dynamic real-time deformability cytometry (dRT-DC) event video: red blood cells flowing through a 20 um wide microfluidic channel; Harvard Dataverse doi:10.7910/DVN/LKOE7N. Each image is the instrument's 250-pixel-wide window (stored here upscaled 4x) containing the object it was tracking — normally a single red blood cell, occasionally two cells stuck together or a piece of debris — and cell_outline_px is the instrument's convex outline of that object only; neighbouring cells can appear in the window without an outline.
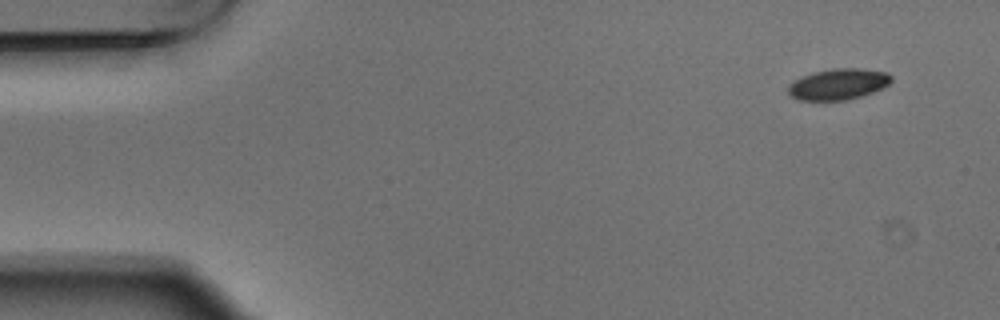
{"species": "Egyptian fruit bat (a non-hibernating species)", "species_latin": "Rousettus aegyptiacus", "temperature_condition": "warm", "stored_images_in_passage": 5, "camera_frame_rate_fps": 3000, "um_per_image_px": 0.085, "animal": {"sex": "male"}, "frame": {"image": 1, "passage_image": 1, "time_ms": 0.0, "image_size_px": [1000, 320], "cell_outline_px": [[892, 80], [884, 88], [848, 100], [796, 100], [788, 92], [788, 84], [792, 80], [812, 72], [832, 68], [860, 68], [888, 72], [892, 76]], "centroid_in_image_um": [71.24, 7.14], "position_along_channel_um": 13.8, "area_um2": 18.9}}
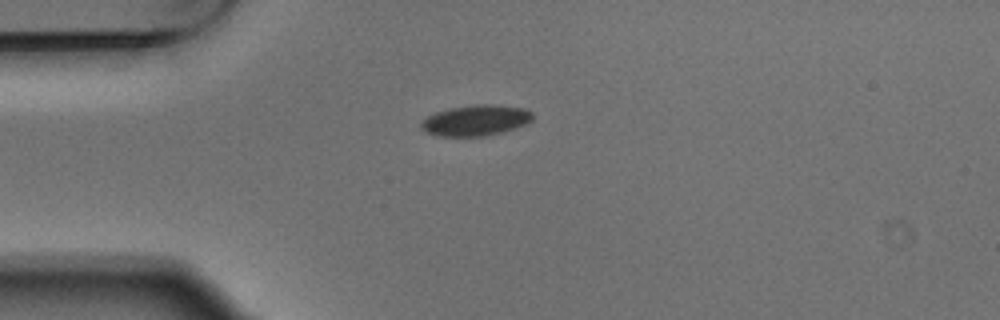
{"frame": {"image": 2, "passage_image": 4, "time_ms": 1.0, "image_size_px": [1000, 320], "cell_outline_px": [[532, 120], [524, 124], [500, 132], [484, 136], [436, 136], [420, 128], [420, 124], [428, 116], [436, 112], [448, 108], [476, 104], [492, 104], [524, 108], [532, 112]], "centroid_in_image_um": [40.41, 10.22], "position_along_channel_um": 44.6, "area_um2": 19.77}}
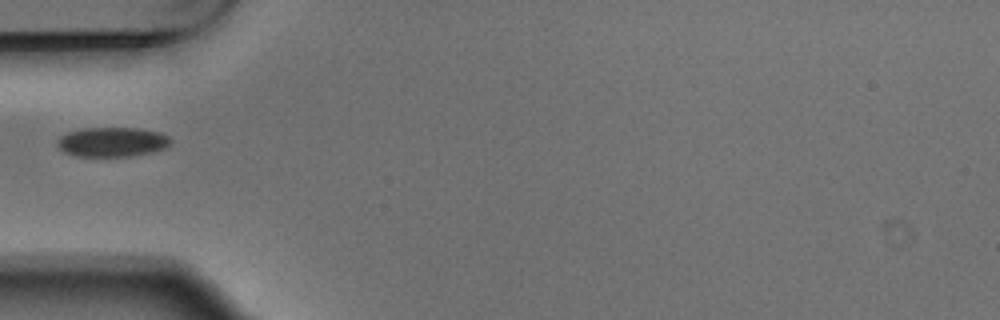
{"frame": {"image": 3, "passage_image": 5, "time_ms": 1.333, "image_size_px": [1000, 320], "cell_outline_px": [[172, 140], [164, 148], [152, 152], [132, 156], [76, 156], [64, 152], [60, 148], [56, 140], [60, 136], [68, 132], [84, 128], [136, 128], [160, 132], [168, 136]], "centroid_in_image_um": [9.53, 12.06], "position_along_channel_um": 75.5, "area_um2": 19.42}}